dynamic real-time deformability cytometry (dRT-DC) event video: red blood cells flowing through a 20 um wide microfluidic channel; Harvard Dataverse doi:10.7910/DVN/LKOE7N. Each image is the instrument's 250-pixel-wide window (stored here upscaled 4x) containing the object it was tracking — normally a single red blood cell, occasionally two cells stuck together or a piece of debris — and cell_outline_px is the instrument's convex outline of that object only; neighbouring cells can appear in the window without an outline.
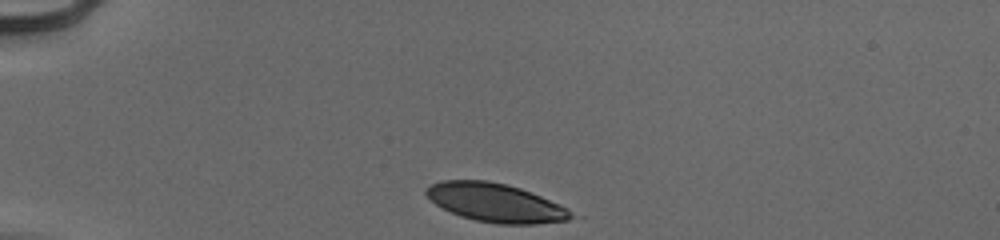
{"species": "human", "species_latin": "Homo sapiens", "temperature_condition": "cold", "stored_images_in_passage": 33, "camera_frame_rate_fps": 3000, "um_per_image_px": 0.085, "donor": {"sex": "male"}, "frame": {"image": 1, "passage_image": 1, "time_ms": 0.0, "image_size_px": [1000, 240], "cell_outline_px": [[584, 216], [568, 220], [536, 224], [496, 224], [476, 220], [460, 216], [436, 204], [424, 192], [432, 184], [440, 180], [488, 180], [508, 184], [520, 188], [560, 204]], "centroid_in_image_um": [42.23, 17.24], "position_along_channel_um": 42.8, "area_um2": 32.83}}
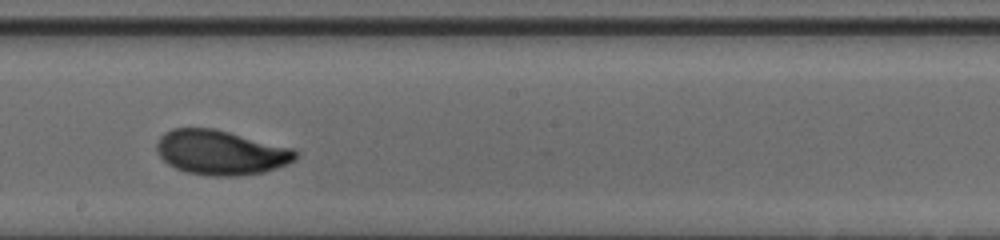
{"frame": {"image": 2, "passage_image": 19, "time_ms": 6.0, "image_size_px": [1000, 240], "cell_outline_px": [[296, 156], [288, 164], [264, 172], [236, 176], [208, 176], [188, 172], [176, 168], [168, 164], [156, 152], [156, 140], [164, 132], [172, 128], [216, 128], [296, 148]], "centroid_in_image_um": [18.76, 12.94], "position_along_channel_um": 229.4, "area_um2": 36.53}}
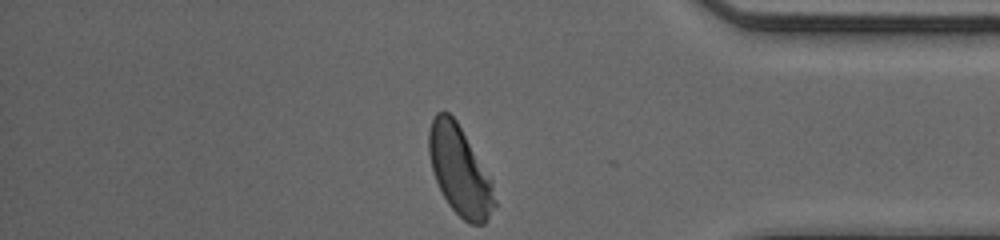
{"frame": {"image": 3, "passage_image": 33, "time_ms": 10.667, "image_size_px": [1000, 240], "cell_outline_px": [[496, 204], [484, 224], [472, 224], [464, 220], [448, 204], [436, 180], [432, 168], [428, 152], [428, 132], [432, 120], [436, 112], [448, 112], [456, 120], [492, 180], [496, 200]], "centroid_in_image_um": [39.07, 14.5], "position_along_channel_um": 396.1, "area_um2": 33.7}, "authors_computed_cell_mechanics": {"area_um2": 34.6222, "velocity_mm_per_s": 3.9324, "shape_relaxation_time_tau1_ms": 2.3541, "shape_relaxation_time_tau2_ms": 0.9645, "deformation_change_tau1": 0.1243, "deformation_change_tau2": 0.0543}}